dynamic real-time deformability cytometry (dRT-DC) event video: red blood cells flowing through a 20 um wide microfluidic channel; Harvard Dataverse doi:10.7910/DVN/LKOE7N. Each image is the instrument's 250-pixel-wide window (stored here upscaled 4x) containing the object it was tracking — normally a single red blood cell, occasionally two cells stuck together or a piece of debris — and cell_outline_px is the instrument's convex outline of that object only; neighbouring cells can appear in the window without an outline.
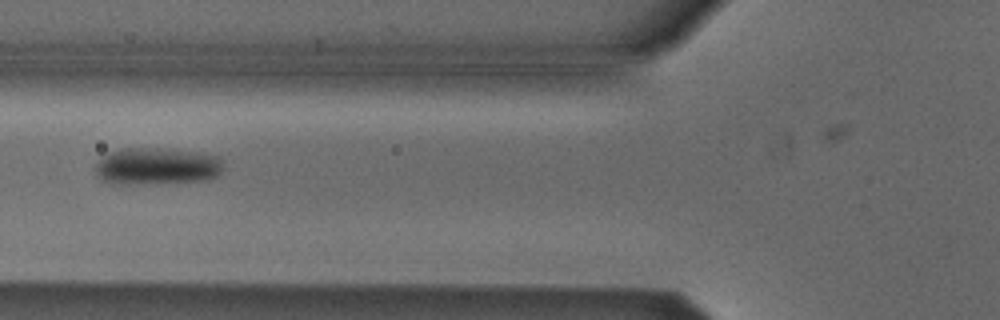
{"species": "Egyptian fruit bat (a non-hibernating species)", "species_latin": "Rousettus aegyptiacus", "temperature_condition": "cold", "stored_images_in_passage": 3, "camera_frame_rate_fps": 3000, "um_per_image_px": 0.085, "animal": {"sex": "male"}, "frame": {"image": 1, "passage_image": 2, "time_ms": 1.0, "image_size_px": [1000, 320], "cell_outline_px": [[224, 160], [220, 172], [216, 176], [204, 180], [144, 184], [112, 184], [100, 180], [96, 176], [96, 164], [108, 152], [120, 148], [160, 148], [200, 152], [220, 156]], "centroid_in_image_um": [13.31, 14.12], "position_along_channel_um": 112.5, "area_um2": 27.98}}